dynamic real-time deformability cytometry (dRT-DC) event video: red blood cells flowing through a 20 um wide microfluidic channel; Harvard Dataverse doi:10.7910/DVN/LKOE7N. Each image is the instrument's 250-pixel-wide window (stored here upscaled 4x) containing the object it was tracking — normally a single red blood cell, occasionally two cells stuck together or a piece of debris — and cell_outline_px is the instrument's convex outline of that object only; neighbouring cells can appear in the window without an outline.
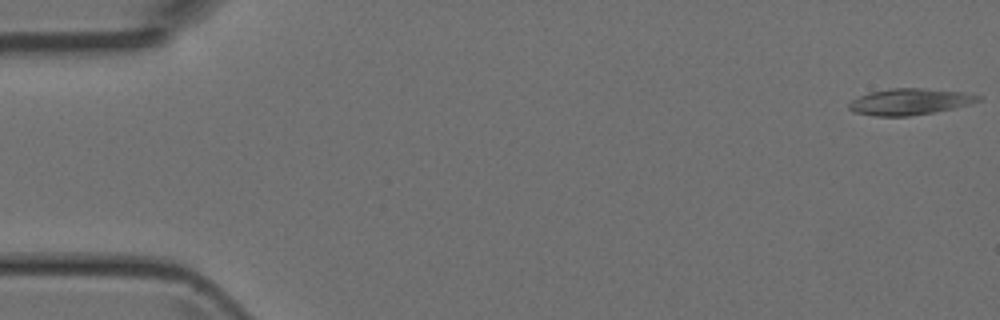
{"species": "Egyptian fruit bat (a non-hibernating species)", "species_latin": "Rousettus aegyptiacus", "temperature_condition": "room temperature", "stored_images_in_passage": 7, "camera_frame_rate_fps": 3000, "um_per_image_px": 0.085, "animal": {"sex": "female"}, "frame": {"image": 1, "passage_image": 1, "time_ms": 0.0, "image_size_px": [1000, 320], "cell_outline_px": [[984, 96], [980, 100], [968, 104], [952, 108], [932, 112], [908, 116], [876, 116], [856, 112], [848, 108], [848, 104], [852, 100], [868, 92], [888, 88], [924, 88], [960, 92]], "centroid_in_image_um": [77.3, 8.63], "position_along_channel_um": 7.7, "area_um2": 19.59}}